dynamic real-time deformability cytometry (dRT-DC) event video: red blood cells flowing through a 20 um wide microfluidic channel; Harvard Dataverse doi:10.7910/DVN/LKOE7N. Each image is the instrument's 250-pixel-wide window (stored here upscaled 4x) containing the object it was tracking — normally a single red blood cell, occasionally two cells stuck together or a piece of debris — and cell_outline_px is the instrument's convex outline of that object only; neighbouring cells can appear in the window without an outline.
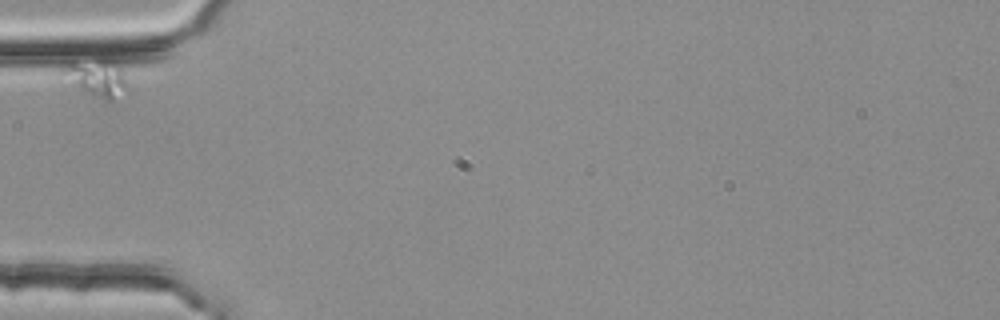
{"species": "common noctule bat (a hibernating species)", "species_latin": "Nyctalus noctula", "temperature_condition": "room temperature", "stored_images_in_passage": 2, "camera_frame_rate_fps": 3000, "um_per_image_px": 0.085, "animal": {"sex": "female", "body_mass_g": 25.1}, "frame": {"image": 1, "passage_image": 1, "time_ms": 0.0, "image_size_px": [1000, 320], "cell_outline_px": [[128, 92], [112, 100], [104, 100], [84, 92], [56, 80], [56, 76], [72, 60], [104, 56], [116, 60], [120, 64], [128, 80]], "centroid_in_image_um": [8.15, 6.57], "position_along_channel_um": 76.8, "area_um2": 15.9}}